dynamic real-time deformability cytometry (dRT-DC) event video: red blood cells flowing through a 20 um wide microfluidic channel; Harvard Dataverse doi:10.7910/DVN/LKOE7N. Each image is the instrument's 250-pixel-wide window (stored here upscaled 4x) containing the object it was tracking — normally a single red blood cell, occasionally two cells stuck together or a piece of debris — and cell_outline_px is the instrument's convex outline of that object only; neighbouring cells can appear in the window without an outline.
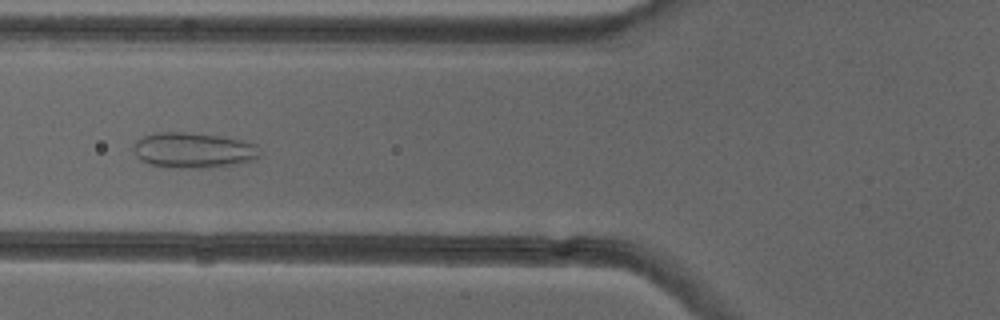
{"species": "common noctule bat (a hibernating species)", "species_latin": "Nyctalus noctula", "temperature_condition": "cold", "stored_images_in_passage": 51, "camera_frame_rate_fps": 3000, "um_per_image_px": 0.085, "animal": {"sex": "female"}, "frame": {"image": 1, "passage_image": 20, "time_ms": 6.333, "image_size_px": [1000, 320], "cell_outline_px": [[260, 156], [256, 160], [232, 164], [204, 168], [168, 168], [148, 164], [140, 160], [136, 156], [132, 148], [136, 140], [144, 136], [156, 132], [184, 132], [220, 136], [240, 140], [256, 144], [260, 152]], "centroid_in_image_um": [16.4, 12.78], "position_along_channel_um": 109.4, "area_um2": 26.3}}
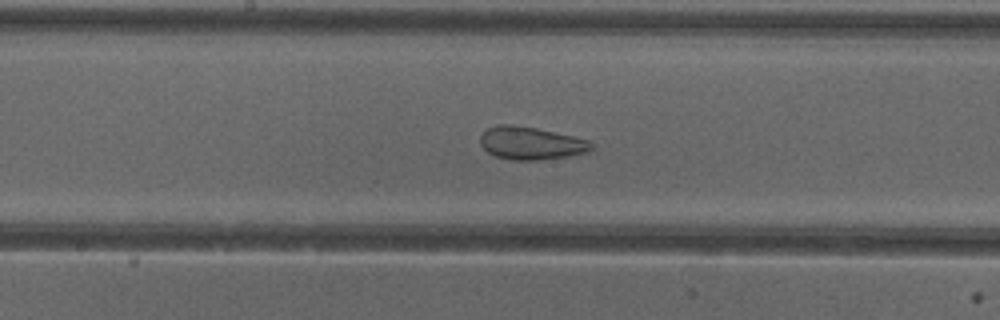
{"frame": {"image": 2, "passage_image": 27, "time_ms": 8.667, "image_size_px": [1000, 320], "cell_outline_px": [[596, 144], [588, 152], [568, 156], [536, 160], [512, 160], [496, 156], [488, 152], [480, 144], [480, 136], [488, 128], [496, 124], [512, 124], [536, 128], [592, 140]], "centroid_in_image_um": [45.16, 12.16], "position_along_channel_um": 203.0, "area_um2": 21.39}}
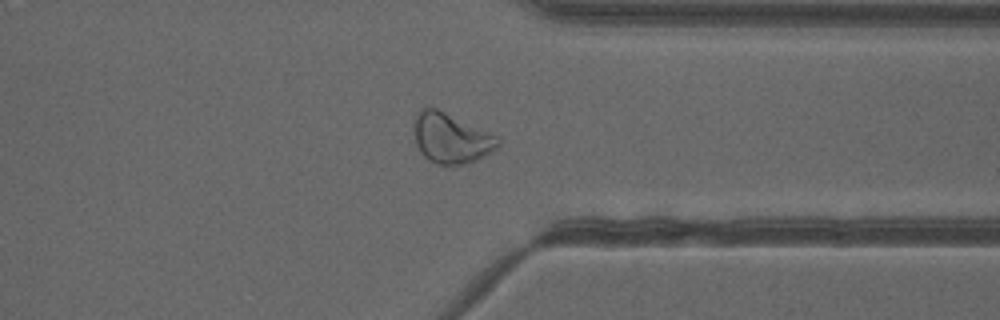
{"frame": {"image": 3, "passage_image": 40, "time_ms": 13.0, "image_size_px": [1000, 320], "cell_outline_px": [[500, 144], [492, 152], [476, 160], [464, 164], [436, 164], [428, 160], [420, 152], [416, 144], [412, 128], [416, 116], [420, 108], [436, 108], [488, 132], [496, 136], [500, 140]], "centroid_in_image_um": [38.3, 11.76], "position_along_channel_um": 373.1, "area_um2": 24.33}, "authors_computed_cell_mechanics": {"area_um2": 27.744, "velocity_mm_per_s": 3.9855, "shape_relaxation_time_tau1_ms": null, "shape_relaxation_time_tau2_ms": 1.0576, "deformation_change_tau1": null, "deformation_change_tau2": 0.0852}}